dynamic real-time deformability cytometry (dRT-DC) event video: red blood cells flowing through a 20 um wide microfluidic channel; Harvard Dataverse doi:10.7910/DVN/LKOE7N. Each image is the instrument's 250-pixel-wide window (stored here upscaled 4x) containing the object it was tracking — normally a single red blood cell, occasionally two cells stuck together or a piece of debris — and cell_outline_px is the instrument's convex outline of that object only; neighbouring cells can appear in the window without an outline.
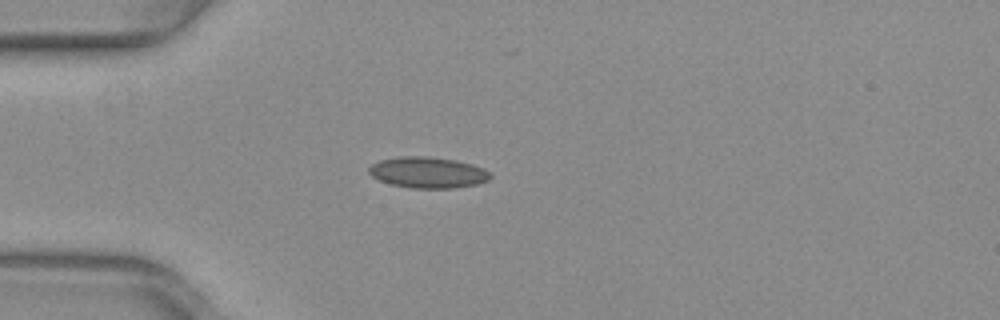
{"species": "common noctule bat (a hibernating species)", "species_latin": "Nyctalus noctula", "temperature_condition": "warm", "stored_images_in_passage": 25, "camera_frame_rate_fps": 3000, "um_per_image_px": 0.085, "animal": {"sex": "female", "body_mass_g": 29.2, "forearm_length_mm": 56.3}, "frame": {"image": 1, "passage_image": 1, "time_ms": 0.0, "image_size_px": [1000, 320], "cell_outline_px": [[492, 176], [488, 180], [476, 184], [456, 188], [412, 188], [392, 184], [380, 180], [372, 176], [368, 172], [368, 168], [372, 164], [380, 160], [400, 156], [428, 156], [456, 160], [472, 164], [484, 168]], "centroid_in_image_um": [36.37, 14.65], "position_along_channel_um": 48.6, "area_um2": 21.96}}
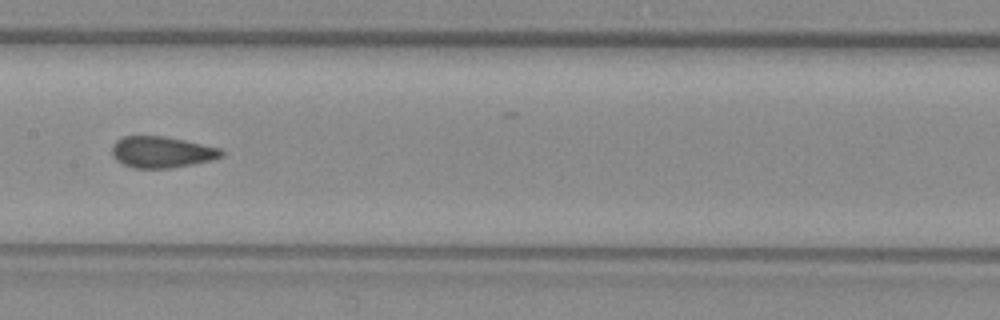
{"frame": {"image": 2, "passage_image": 13, "time_ms": 4.0, "image_size_px": [1000, 320], "cell_outline_px": [[224, 156], [212, 160], [172, 168], [132, 168], [116, 160], [112, 156], [112, 144], [116, 140], [124, 136], [164, 136], [184, 140], [220, 148], [224, 152]], "centroid_in_image_um": [13.74, 12.93], "position_along_channel_um": 193.7, "area_um2": 20.06}}
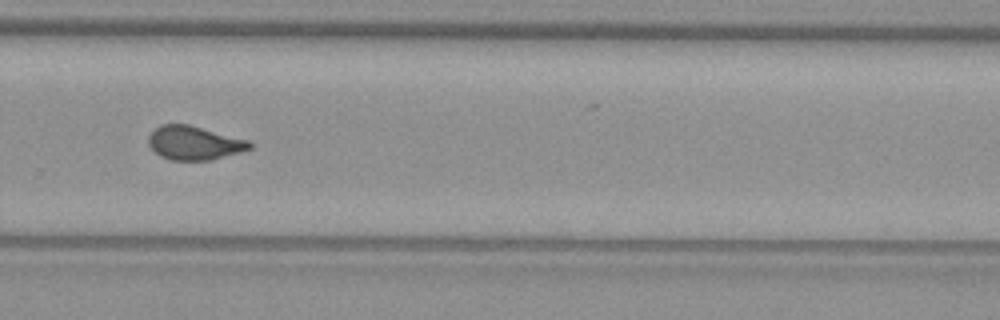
{"frame": {"image": 3, "passage_image": 22, "time_ms": 7.0, "image_size_px": [1000, 320], "cell_outline_px": [[252, 148], [240, 152], [212, 160], [172, 160], [160, 156], [148, 144], [148, 136], [160, 124], [188, 124], [248, 140], [252, 144]], "centroid_in_image_um": [16.5, 12.15], "position_along_channel_um": 313.3, "area_um2": 19.83}}